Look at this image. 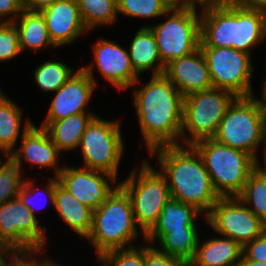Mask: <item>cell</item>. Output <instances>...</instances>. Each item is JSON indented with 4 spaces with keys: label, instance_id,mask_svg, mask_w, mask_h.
Returning a JSON list of instances; mask_svg holds the SVG:
<instances>
[{
    "label": "cell",
    "instance_id": "cell-45",
    "mask_svg": "<svg viewBox=\"0 0 266 266\" xmlns=\"http://www.w3.org/2000/svg\"><path fill=\"white\" fill-rule=\"evenodd\" d=\"M161 1H163L170 9L184 7V0H161Z\"/></svg>",
    "mask_w": 266,
    "mask_h": 266
},
{
    "label": "cell",
    "instance_id": "cell-11",
    "mask_svg": "<svg viewBox=\"0 0 266 266\" xmlns=\"http://www.w3.org/2000/svg\"><path fill=\"white\" fill-rule=\"evenodd\" d=\"M119 122L120 120H104L98 115L91 120L78 147L82 151L84 168L104 171L118 177V167L125 146Z\"/></svg>",
    "mask_w": 266,
    "mask_h": 266
},
{
    "label": "cell",
    "instance_id": "cell-26",
    "mask_svg": "<svg viewBox=\"0 0 266 266\" xmlns=\"http://www.w3.org/2000/svg\"><path fill=\"white\" fill-rule=\"evenodd\" d=\"M23 110L0 89V151L3 156L15 150L21 131Z\"/></svg>",
    "mask_w": 266,
    "mask_h": 266
},
{
    "label": "cell",
    "instance_id": "cell-2",
    "mask_svg": "<svg viewBox=\"0 0 266 266\" xmlns=\"http://www.w3.org/2000/svg\"><path fill=\"white\" fill-rule=\"evenodd\" d=\"M148 154L156 155L171 198L196 207L206 217L220 197L197 150L192 145H165Z\"/></svg>",
    "mask_w": 266,
    "mask_h": 266
},
{
    "label": "cell",
    "instance_id": "cell-39",
    "mask_svg": "<svg viewBox=\"0 0 266 266\" xmlns=\"http://www.w3.org/2000/svg\"><path fill=\"white\" fill-rule=\"evenodd\" d=\"M22 10L21 0H0V22H14ZM9 15L10 17L4 18Z\"/></svg>",
    "mask_w": 266,
    "mask_h": 266
},
{
    "label": "cell",
    "instance_id": "cell-28",
    "mask_svg": "<svg viewBox=\"0 0 266 266\" xmlns=\"http://www.w3.org/2000/svg\"><path fill=\"white\" fill-rule=\"evenodd\" d=\"M84 26L90 32L117 22V0H76Z\"/></svg>",
    "mask_w": 266,
    "mask_h": 266
},
{
    "label": "cell",
    "instance_id": "cell-32",
    "mask_svg": "<svg viewBox=\"0 0 266 266\" xmlns=\"http://www.w3.org/2000/svg\"><path fill=\"white\" fill-rule=\"evenodd\" d=\"M25 178L20 168L6 156V161L0 158V205L18 197Z\"/></svg>",
    "mask_w": 266,
    "mask_h": 266
},
{
    "label": "cell",
    "instance_id": "cell-49",
    "mask_svg": "<svg viewBox=\"0 0 266 266\" xmlns=\"http://www.w3.org/2000/svg\"><path fill=\"white\" fill-rule=\"evenodd\" d=\"M181 266H194L191 262L183 263Z\"/></svg>",
    "mask_w": 266,
    "mask_h": 266
},
{
    "label": "cell",
    "instance_id": "cell-36",
    "mask_svg": "<svg viewBox=\"0 0 266 266\" xmlns=\"http://www.w3.org/2000/svg\"><path fill=\"white\" fill-rule=\"evenodd\" d=\"M183 262L158 251L154 245H144V266H181Z\"/></svg>",
    "mask_w": 266,
    "mask_h": 266
},
{
    "label": "cell",
    "instance_id": "cell-14",
    "mask_svg": "<svg viewBox=\"0 0 266 266\" xmlns=\"http://www.w3.org/2000/svg\"><path fill=\"white\" fill-rule=\"evenodd\" d=\"M56 178L64 189L93 211L119 186L116 183L119 179L107 172L78 166L65 165Z\"/></svg>",
    "mask_w": 266,
    "mask_h": 266
},
{
    "label": "cell",
    "instance_id": "cell-31",
    "mask_svg": "<svg viewBox=\"0 0 266 266\" xmlns=\"http://www.w3.org/2000/svg\"><path fill=\"white\" fill-rule=\"evenodd\" d=\"M169 7L161 0H117V13L130 17L153 18L167 15Z\"/></svg>",
    "mask_w": 266,
    "mask_h": 266
},
{
    "label": "cell",
    "instance_id": "cell-43",
    "mask_svg": "<svg viewBox=\"0 0 266 266\" xmlns=\"http://www.w3.org/2000/svg\"><path fill=\"white\" fill-rule=\"evenodd\" d=\"M13 254L0 242V266H5L6 262Z\"/></svg>",
    "mask_w": 266,
    "mask_h": 266
},
{
    "label": "cell",
    "instance_id": "cell-12",
    "mask_svg": "<svg viewBox=\"0 0 266 266\" xmlns=\"http://www.w3.org/2000/svg\"><path fill=\"white\" fill-rule=\"evenodd\" d=\"M208 64L213 88L235 96L254 95L251 80L254 70L251 54L228 47H200Z\"/></svg>",
    "mask_w": 266,
    "mask_h": 266
},
{
    "label": "cell",
    "instance_id": "cell-35",
    "mask_svg": "<svg viewBox=\"0 0 266 266\" xmlns=\"http://www.w3.org/2000/svg\"><path fill=\"white\" fill-rule=\"evenodd\" d=\"M49 182L47 183V186L45 189L42 188V190L35 186L36 182L35 180L33 179H25L24 180V183H23V186L20 190V193L18 194V198L21 200V202L25 205V207L27 209H29L34 215H35V210L37 208H35L33 205L35 204H32L33 200L35 198V196L38 194V192H42L44 194H47L48 196V199H50V203L52 205H54V194H55V187H56V177L52 178L50 177ZM35 183V184H34ZM35 187V188H34ZM37 189V190H36ZM36 191H37V194H36ZM36 194V195H35ZM35 195V196H34ZM38 199V198H36ZM35 200V199H34ZM41 207V206H40ZM40 209H38L39 211Z\"/></svg>",
    "mask_w": 266,
    "mask_h": 266
},
{
    "label": "cell",
    "instance_id": "cell-16",
    "mask_svg": "<svg viewBox=\"0 0 266 266\" xmlns=\"http://www.w3.org/2000/svg\"><path fill=\"white\" fill-rule=\"evenodd\" d=\"M25 125L21 133V148L13 150L9 158L20 168L22 161L41 168H54L55 177L63 170L64 166H58V156L61 153L47 131L43 127H36L30 118L25 119Z\"/></svg>",
    "mask_w": 266,
    "mask_h": 266
},
{
    "label": "cell",
    "instance_id": "cell-22",
    "mask_svg": "<svg viewBox=\"0 0 266 266\" xmlns=\"http://www.w3.org/2000/svg\"><path fill=\"white\" fill-rule=\"evenodd\" d=\"M95 116L92 112L79 113L57 121H43L40 127L47 131L60 152H71L79 147L84 131Z\"/></svg>",
    "mask_w": 266,
    "mask_h": 266
},
{
    "label": "cell",
    "instance_id": "cell-10",
    "mask_svg": "<svg viewBox=\"0 0 266 266\" xmlns=\"http://www.w3.org/2000/svg\"><path fill=\"white\" fill-rule=\"evenodd\" d=\"M191 8L169 9L166 21L149 27L156 39L162 64L187 56L199 48L200 12ZM198 13V14H197Z\"/></svg>",
    "mask_w": 266,
    "mask_h": 266
},
{
    "label": "cell",
    "instance_id": "cell-42",
    "mask_svg": "<svg viewBox=\"0 0 266 266\" xmlns=\"http://www.w3.org/2000/svg\"><path fill=\"white\" fill-rule=\"evenodd\" d=\"M244 6L266 13V0H239Z\"/></svg>",
    "mask_w": 266,
    "mask_h": 266
},
{
    "label": "cell",
    "instance_id": "cell-18",
    "mask_svg": "<svg viewBox=\"0 0 266 266\" xmlns=\"http://www.w3.org/2000/svg\"><path fill=\"white\" fill-rule=\"evenodd\" d=\"M164 75L184 97L213 88L208 64L200 47L187 56L172 60L165 66Z\"/></svg>",
    "mask_w": 266,
    "mask_h": 266
},
{
    "label": "cell",
    "instance_id": "cell-7",
    "mask_svg": "<svg viewBox=\"0 0 266 266\" xmlns=\"http://www.w3.org/2000/svg\"><path fill=\"white\" fill-rule=\"evenodd\" d=\"M142 165V166H141ZM136 167L119 186L128 194L135 222L145 235L159 219L162 208L171 198L166 178L146 160Z\"/></svg>",
    "mask_w": 266,
    "mask_h": 266
},
{
    "label": "cell",
    "instance_id": "cell-40",
    "mask_svg": "<svg viewBox=\"0 0 266 266\" xmlns=\"http://www.w3.org/2000/svg\"><path fill=\"white\" fill-rule=\"evenodd\" d=\"M232 0H184V7L191 9H198L196 5L202 7V10L210 9V8H218L223 7L230 3Z\"/></svg>",
    "mask_w": 266,
    "mask_h": 266
},
{
    "label": "cell",
    "instance_id": "cell-20",
    "mask_svg": "<svg viewBox=\"0 0 266 266\" xmlns=\"http://www.w3.org/2000/svg\"><path fill=\"white\" fill-rule=\"evenodd\" d=\"M199 215L204 214L196 207L170 198L163 206L157 223L145 235V241L152 244L172 230H197L195 220Z\"/></svg>",
    "mask_w": 266,
    "mask_h": 266
},
{
    "label": "cell",
    "instance_id": "cell-44",
    "mask_svg": "<svg viewBox=\"0 0 266 266\" xmlns=\"http://www.w3.org/2000/svg\"><path fill=\"white\" fill-rule=\"evenodd\" d=\"M238 266H266L264 262L246 259L243 255Z\"/></svg>",
    "mask_w": 266,
    "mask_h": 266
},
{
    "label": "cell",
    "instance_id": "cell-37",
    "mask_svg": "<svg viewBox=\"0 0 266 266\" xmlns=\"http://www.w3.org/2000/svg\"><path fill=\"white\" fill-rule=\"evenodd\" d=\"M242 255L246 259L266 263V231L243 246Z\"/></svg>",
    "mask_w": 266,
    "mask_h": 266
},
{
    "label": "cell",
    "instance_id": "cell-13",
    "mask_svg": "<svg viewBox=\"0 0 266 266\" xmlns=\"http://www.w3.org/2000/svg\"><path fill=\"white\" fill-rule=\"evenodd\" d=\"M205 218L214 233L230 238L242 247L266 231V224L238 197L219 198Z\"/></svg>",
    "mask_w": 266,
    "mask_h": 266
},
{
    "label": "cell",
    "instance_id": "cell-15",
    "mask_svg": "<svg viewBox=\"0 0 266 266\" xmlns=\"http://www.w3.org/2000/svg\"><path fill=\"white\" fill-rule=\"evenodd\" d=\"M94 62L77 69L52 99L44 121H57L71 115L87 112L86 106L97 86L93 75Z\"/></svg>",
    "mask_w": 266,
    "mask_h": 266
},
{
    "label": "cell",
    "instance_id": "cell-23",
    "mask_svg": "<svg viewBox=\"0 0 266 266\" xmlns=\"http://www.w3.org/2000/svg\"><path fill=\"white\" fill-rule=\"evenodd\" d=\"M54 208L63 222L77 235L86 238L92 227L93 210L64 189L56 178Z\"/></svg>",
    "mask_w": 266,
    "mask_h": 266
},
{
    "label": "cell",
    "instance_id": "cell-33",
    "mask_svg": "<svg viewBox=\"0 0 266 266\" xmlns=\"http://www.w3.org/2000/svg\"><path fill=\"white\" fill-rule=\"evenodd\" d=\"M98 261L106 266H144V245L105 252Z\"/></svg>",
    "mask_w": 266,
    "mask_h": 266
},
{
    "label": "cell",
    "instance_id": "cell-47",
    "mask_svg": "<svg viewBox=\"0 0 266 266\" xmlns=\"http://www.w3.org/2000/svg\"><path fill=\"white\" fill-rule=\"evenodd\" d=\"M264 156H265V165L266 166V137H265V143H264Z\"/></svg>",
    "mask_w": 266,
    "mask_h": 266
},
{
    "label": "cell",
    "instance_id": "cell-9",
    "mask_svg": "<svg viewBox=\"0 0 266 266\" xmlns=\"http://www.w3.org/2000/svg\"><path fill=\"white\" fill-rule=\"evenodd\" d=\"M17 197L0 205V242L13 254H40L46 227Z\"/></svg>",
    "mask_w": 266,
    "mask_h": 266
},
{
    "label": "cell",
    "instance_id": "cell-46",
    "mask_svg": "<svg viewBox=\"0 0 266 266\" xmlns=\"http://www.w3.org/2000/svg\"><path fill=\"white\" fill-rule=\"evenodd\" d=\"M263 89H262V97L260 98H256L260 104V106L262 107V109L265 111L266 113V76H265V81H263Z\"/></svg>",
    "mask_w": 266,
    "mask_h": 266
},
{
    "label": "cell",
    "instance_id": "cell-48",
    "mask_svg": "<svg viewBox=\"0 0 266 266\" xmlns=\"http://www.w3.org/2000/svg\"><path fill=\"white\" fill-rule=\"evenodd\" d=\"M257 166L262 169L265 173H266V166H264V168L260 165L259 162H257Z\"/></svg>",
    "mask_w": 266,
    "mask_h": 266
},
{
    "label": "cell",
    "instance_id": "cell-17",
    "mask_svg": "<svg viewBox=\"0 0 266 266\" xmlns=\"http://www.w3.org/2000/svg\"><path fill=\"white\" fill-rule=\"evenodd\" d=\"M95 66L108 82L119 90H126L140 84V76L135 72L127 48L106 38L94 43Z\"/></svg>",
    "mask_w": 266,
    "mask_h": 266
},
{
    "label": "cell",
    "instance_id": "cell-25",
    "mask_svg": "<svg viewBox=\"0 0 266 266\" xmlns=\"http://www.w3.org/2000/svg\"><path fill=\"white\" fill-rule=\"evenodd\" d=\"M19 30L21 52L25 49L41 50L46 47L56 48L50 39L46 21L41 12L22 10L13 22Z\"/></svg>",
    "mask_w": 266,
    "mask_h": 266
},
{
    "label": "cell",
    "instance_id": "cell-29",
    "mask_svg": "<svg viewBox=\"0 0 266 266\" xmlns=\"http://www.w3.org/2000/svg\"><path fill=\"white\" fill-rule=\"evenodd\" d=\"M238 198L266 224V173L258 166L250 173Z\"/></svg>",
    "mask_w": 266,
    "mask_h": 266
},
{
    "label": "cell",
    "instance_id": "cell-3",
    "mask_svg": "<svg viewBox=\"0 0 266 266\" xmlns=\"http://www.w3.org/2000/svg\"><path fill=\"white\" fill-rule=\"evenodd\" d=\"M266 40V13L250 9L239 0L200 11L199 47H228L252 54Z\"/></svg>",
    "mask_w": 266,
    "mask_h": 266
},
{
    "label": "cell",
    "instance_id": "cell-21",
    "mask_svg": "<svg viewBox=\"0 0 266 266\" xmlns=\"http://www.w3.org/2000/svg\"><path fill=\"white\" fill-rule=\"evenodd\" d=\"M243 247L234 240L221 236L206 239L198 246L191 263L194 266H238Z\"/></svg>",
    "mask_w": 266,
    "mask_h": 266
},
{
    "label": "cell",
    "instance_id": "cell-8",
    "mask_svg": "<svg viewBox=\"0 0 266 266\" xmlns=\"http://www.w3.org/2000/svg\"><path fill=\"white\" fill-rule=\"evenodd\" d=\"M235 97L232 92L219 88H210L185 96L181 145H192L201 139L213 138Z\"/></svg>",
    "mask_w": 266,
    "mask_h": 266
},
{
    "label": "cell",
    "instance_id": "cell-5",
    "mask_svg": "<svg viewBox=\"0 0 266 266\" xmlns=\"http://www.w3.org/2000/svg\"><path fill=\"white\" fill-rule=\"evenodd\" d=\"M192 146L201 156L213 187L220 198L238 197L257 161L248 153L217 142L214 138Z\"/></svg>",
    "mask_w": 266,
    "mask_h": 266
},
{
    "label": "cell",
    "instance_id": "cell-27",
    "mask_svg": "<svg viewBox=\"0 0 266 266\" xmlns=\"http://www.w3.org/2000/svg\"><path fill=\"white\" fill-rule=\"evenodd\" d=\"M197 230H172L165 232L158 240V251L181 260L183 263L194 259L198 246L199 235Z\"/></svg>",
    "mask_w": 266,
    "mask_h": 266
},
{
    "label": "cell",
    "instance_id": "cell-41",
    "mask_svg": "<svg viewBox=\"0 0 266 266\" xmlns=\"http://www.w3.org/2000/svg\"><path fill=\"white\" fill-rule=\"evenodd\" d=\"M57 0H21L22 8L27 11L41 12Z\"/></svg>",
    "mask_w": 266,
    "mask_h": 266
},
{
    "label": "cell",
    "instance_id": "cell-1",
    "mask_svg": "<svg viewBox=\"0 0 266 266\" xmlns=\"http://www.w3.org/2000/svg\"><path fill=\"white\" fill-rule=\"evenodd\" d=\"M133 104L148 153L165 145H179L183 126V99L164 75H152L134 89Z\"/></svg>",
    "mask_w": 266,
    "mask_h": 266
},
{
    "label": "cell",
    "instance_id": "cell-38",
    "mask_svg": "<svg viewBox=\"0 0 266 266\" xmlns=\"http://www.w3.org/2000/svg\"><path fill=\"white\" fill-rule=\"evenodd\" d=\"M36 255V256H35ZM37 254H18L12 255L5 266H61L51 259L37 258Z\"/></svg>",
    "mask_w": 266,
    "mask_h": 266
},
{
    "label": "cell",
    "instance_id": "cell-6",
    "mask_svg": "<svg viewBox=\"0 0 266 266\" xmlns=\"http://www.w3.org/2000/svg\"><path fill=\"white\" fill-rule=\"evenodd\" d=\"M266 137V113L254 95L236 96L213 137L217 142L242 150L257 162L258 147Z\"/></svg>",
    "mask_w": 266,
    "mask_h": 266
},
{
    "label": "cell",
    "instance_id": "cell-30",
    "mask_svg": "<svg viewBox=\"0 0 266 266\" xmlns=\"http://www.w3.org/2000/svg\"><path fill=\"white\" fill-rule=\"evenodd\" d=\"M72 68L60 61H46L34 71V80L40 90L55 92L74 74Z\"/></svg>",
    "mask_w": 266,
    "mask_h": 266
},
{
    "label": "cell",
    "instance_id": "cell-19",
    "mask_svg": "<svg viewBox=\"0 0 266 266\" xmlns=\"http://www.w3.org/2000/svg\"><path fill=\"white\" fill-rule=\"evenodd\" d=\"M45 18L48 33L53 44L59 46L71 44L84 32V26L76 0H57L41 11Z\"/></svg>",
    "mask_w": 266,
    "mask_h": 266
},
{
    "label": "cell",
    "instance_id": "cell-4",
    "mask_svg": "<svg viewBox=\"0 0 266 266\" xmlns=\"http://www.w3.org/2000/svg\"><path fill=\"white\" fill-rule=\"evenodd\" d=\"M139 234L130 198L118 186L93 211L92 227L86 239L95 248L98 259L105 252L134 247L133 242L140 236Z\"/></svg>",
    "mask_w": 266,
    "mask_h": 266
},
{
    "label": "cell",
    "instance_id": "cell-24",
    "mask_svg": "<svg viewBox=\"0 0 266 266\" xmlns=\"http://www.w3.org/2000/svg\"><path fill=\"white\" fill-rule=\"evenodd\" d=\"M129 46L131 63L139 76L148 70L153 71L152 75L164 74L165 66L162 64L155 36L149 27L144 25L139 28Z\"/></svg>",
    "mask_w": 266,
    "mask_h": 266
},
{
    "label": "cell",
    "instance_id": "cell-34",
    "mask_svg": "<svg viewBox=\"0 0 266 266\" xmlns=\"http://www.w3.org/2000/svg\"><path fill=\"white\" fill-rule=\"evenodd\" d=\"M19 30L13 22H0V62L20 55Z\"/></svg>",
    "mask_w": 266,
    "mask_h": 266
}]
</instances>
